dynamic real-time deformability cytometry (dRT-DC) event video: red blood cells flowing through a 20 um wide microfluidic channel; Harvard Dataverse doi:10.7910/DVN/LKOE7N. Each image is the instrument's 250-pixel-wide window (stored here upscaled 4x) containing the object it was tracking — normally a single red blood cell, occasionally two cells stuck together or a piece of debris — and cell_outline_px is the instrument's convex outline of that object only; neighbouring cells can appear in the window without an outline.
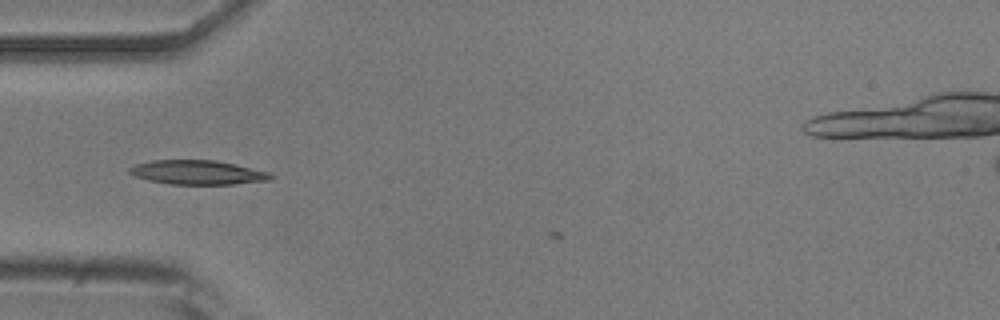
{"species": "common noctule bat (a hibernating species)", "species_latin": "Nyctalus noctula", "temperature_condition": "room temperature", "stored_images_in_passage": 13, "camera_frame_rate_fps": 3000, "um_per_image_px": 0.085, "animal": {"sex": "male", "body_mass_g": 20.5, "forearm_length_mm": 52.5}, "frame": {"image": 1, "passage_image": 11, "time_ms": 3.333, "image_size_px": [1000, 320], "cell_outline_px": [[272, 176], [268, 180], [232, 184], [168, 184], [148, 180], [136, 176], [128, 172], [128, 168], [136, 164], [152, 160], [216, 160], [236, 164], [268, 172]], "centroid_in_image_um": [16.75, 14.65], "position_along_channel_um": 68.3, "area_um2": 19.77}}